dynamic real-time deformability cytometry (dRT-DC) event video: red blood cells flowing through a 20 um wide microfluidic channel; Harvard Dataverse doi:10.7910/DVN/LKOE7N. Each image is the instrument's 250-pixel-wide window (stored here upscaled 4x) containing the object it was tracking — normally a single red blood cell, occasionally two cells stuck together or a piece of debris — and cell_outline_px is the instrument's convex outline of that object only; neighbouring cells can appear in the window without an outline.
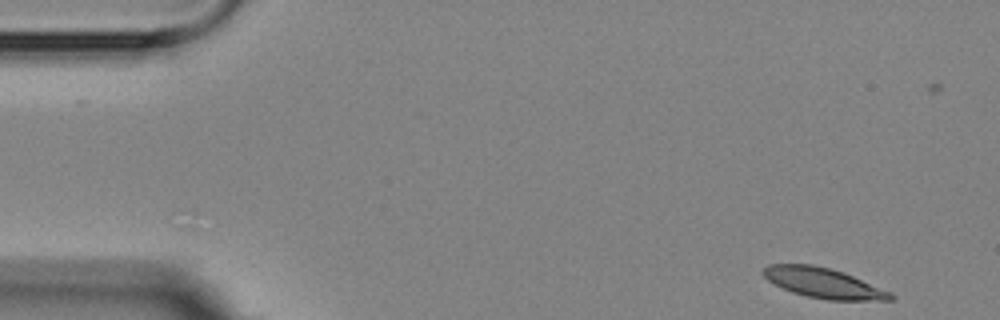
{"species": "Egyptian fruit bat (a non-hibernating species)", "species_latin": "Rousettus aegyptiacus", "temperature_condition": "room temperature", "stored_images_in_passage": 4, "camera_frame_rate_fps": 3000, "um_per_image_px": 0.085, "animal": {"sex": "female"}, "frame": {"image": 1, "passage_image": 1, "time_ms": 0.0, "image_size_px": [1000, 320], "cell_outline_px": [[896, 300], [828, 300], [808, 296], [792, 292], [768, 280], [760, 272], [768, 264], [812, 264], [844, 272], [892, 292], [896, 296]], "centroid_in_image_um": [70.03, 24.05], "position_along_channel_um": 15.0, "area_um2": 22.31}}